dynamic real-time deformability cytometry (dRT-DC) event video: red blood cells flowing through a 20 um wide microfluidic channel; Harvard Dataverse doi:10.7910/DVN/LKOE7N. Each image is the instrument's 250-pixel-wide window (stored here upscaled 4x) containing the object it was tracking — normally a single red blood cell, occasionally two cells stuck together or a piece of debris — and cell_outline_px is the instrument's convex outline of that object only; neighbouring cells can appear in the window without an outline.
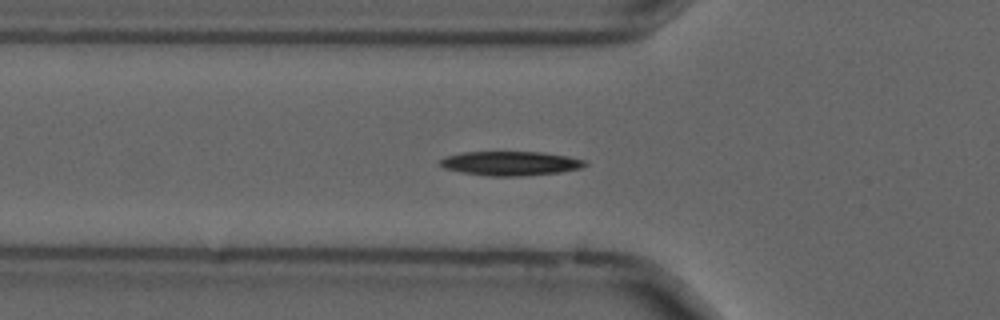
{"species": "common noctule bat (a hibernating species)", "species_latin": "Nyctalus noctula", "temperature_condition": "cold", "stored_images_in_passage": 47, "camera_frame_rate_fps": 3000, "um_per_image_px": 0.085, "animal": {"sex": "male", "forearm_length_mm": 52.5}, "frame": {"image": 1, "passage_image": 18, "time_ms": 5.667, "image_size_px": [1000, 320], "cell_outline_px": [[588, 164], [580, 168], [560, 172], [524, 176], [484, 176], [444, 168], [440, 164], [440, 160], [444, 156], [460, 152], [544, 152], [568, 156], [584, 160]], "centroid_in_image_um": [43.38, 13.88], "position_along_channel_um": 82.4, "area_um2": 20.52}}
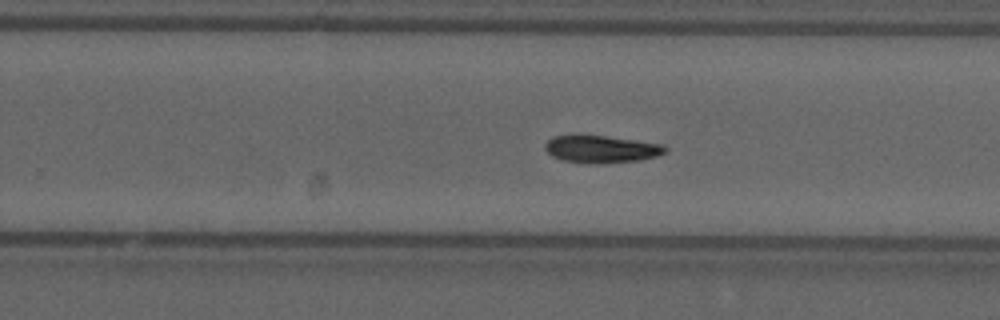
{"frame": {"image": 2, "passage_image": 34, "time_ms": 11.0, "image_size_px": [1000, 320], "cell_outline_px": [[668, 148], [664, 152], [656, 156], [640, 160], [588, 164], [564, 160], [552, 156], [544, 148], [544, 144], [552, 136], [572, 132], [580, 132], [660, 144]], "centroid_in_image_um": [50.99, 12.62], "position_along_channel_um": 278.8, "area_um2": 19.65}}
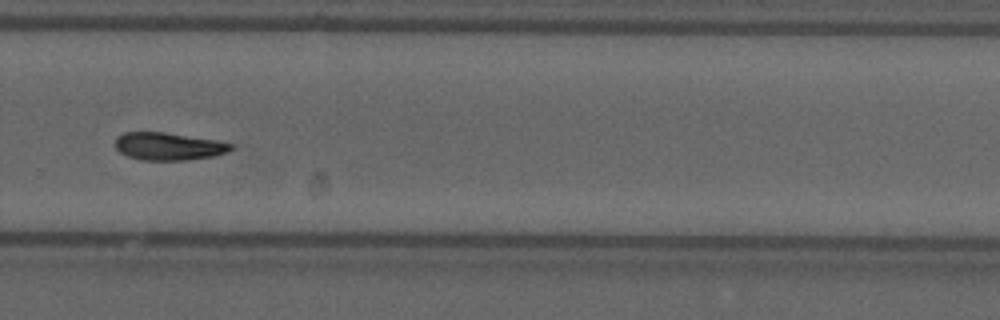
{"frame": {"image": 3, "passage_image": 37, "time_ms": 12.0, "image_size_px": [1000, 320], "cell_outline_px": [[236, 148], [228, 152], [212, 156], [188, 160], [140, 160], [128, 156], [120, 152], [116, 148], [116, 136], [124, 132], [164, 132], [216, 140], [236, 144]], "centroid_in_image_um": [14.37, 12.44], "position_along_channel_um": 315.4, "area_um2": 18.79}, "authors_computed_cell_mechanics": {"area_um2": 19.652, "velocity_mm_per_s": 3.6842, "shape_relaxation_time_tau1_ms": 4.5927, "shape_relaxation_time_tau2_ms": null, "deformation_change_tau1": 0.1204, "deformation_change_tau2": null}}